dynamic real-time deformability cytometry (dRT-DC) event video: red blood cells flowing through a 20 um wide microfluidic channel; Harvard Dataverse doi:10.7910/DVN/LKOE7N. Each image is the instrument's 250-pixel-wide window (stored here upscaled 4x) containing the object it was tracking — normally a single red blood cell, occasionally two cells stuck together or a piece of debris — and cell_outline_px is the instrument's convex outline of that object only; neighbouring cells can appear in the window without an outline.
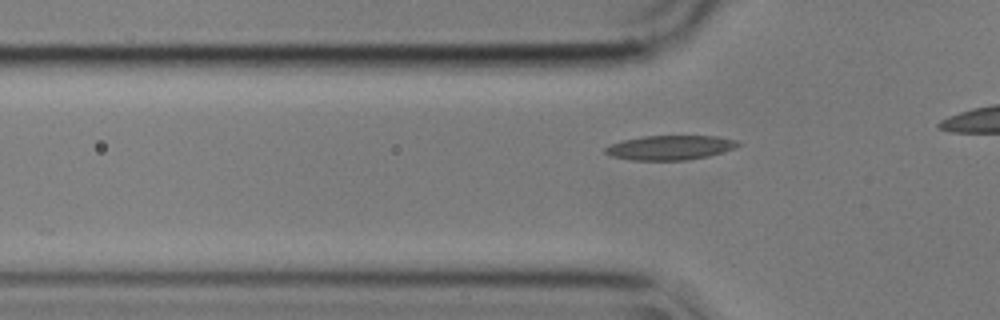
{"species": "common noctule bat (a hibernating species)", "species_latin": "Nyctalus noctula", "temperature_condition": "cold", "stored_images_in_passage": 30, "camera_frame_rate_fps": 3000, "um_per_image_px": 0.085, "animal": {"sex": "male", "body_mass_g": 17.9}, "frame": {"image": 1, "passage_image": 13, "time_ms": 4.0, "image_size_px": [1000, 320], "cell_outline_px": [[740, 144], [736, 148], [724, 152], [708, 156], [688, 160], [632, 160], [612, 156], [604, 152], [604, 148], [612, 144], [624, 140], [644, 136], [716, 136], [736, 140]], "centroid_in_image_um": [56.99, 12.55], "position_along_channel_um": 68.8, "area_um2": 18.84}}
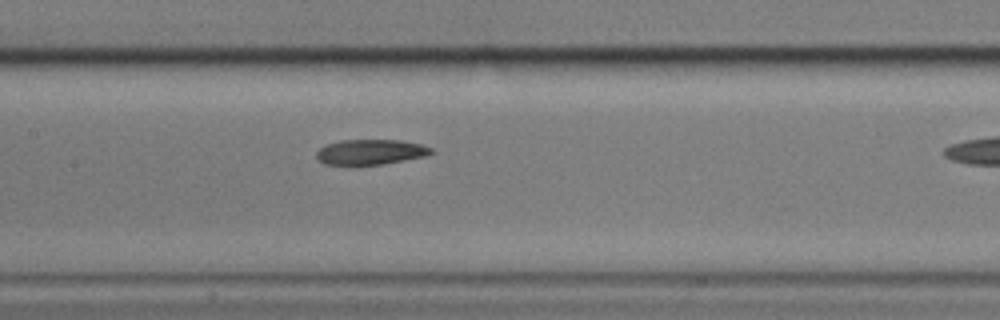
{"frame": {"image": 2, "passage_image": 22, "time_ms": 7.0, "image_size_px": [1000, 320], "cell_outline_px": [[436, 152], [424, 156], [384, 164], [356, 168], [324, 164], [316, 156], [316, 152], [320, 148], [328, 144], [340, 140], [400, 140], [420, 144], [432, 148]], "centroid_in_image_um": [31.46, 12.96], "position_along_channel_um": 175.9, "area_um2": 17.51}}
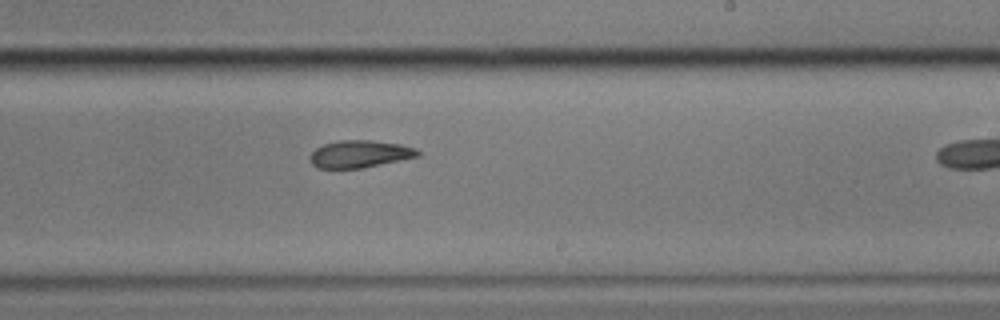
{"frame": {"image": 3, "passage_image": 29, "time_ms": 9.333, "image_size_px": [1000, 320], "cell_outline_px": [[420, 156], [364, 168], [316, 168], [308, 160], [308, 156], [316, 148], [324, 144], [340, 140], [372, 140], [400, 144], [416, 148], [420, 152]], "centroid_in_image_um": [30.57, 13.09], "position_along_channel_um": 258.4, "area_um2": 17.34}}